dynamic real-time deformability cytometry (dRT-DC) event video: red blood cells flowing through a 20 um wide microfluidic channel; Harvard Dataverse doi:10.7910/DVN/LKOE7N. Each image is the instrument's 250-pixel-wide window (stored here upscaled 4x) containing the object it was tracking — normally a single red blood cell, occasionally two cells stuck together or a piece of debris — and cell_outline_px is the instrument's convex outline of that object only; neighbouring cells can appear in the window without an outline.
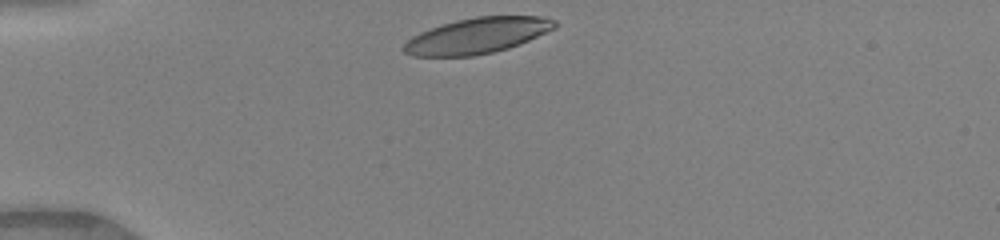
{"species": "human", "species_latin": "Homo sapiens", "temperature_condition": "warm", "stored_images_in_passage": 31, "camera_frame_rate_fps": 3000, "um_per_image_px": 0.085, "donor": {"sex": "female"}, "frame": {"image": 1, "passage_image": 1, "time_ms": 0.0, "image_size_px": [1000, 240], "cell_outline_px": [[556, 28], [520, 44], [508, 48], [492, 52], [472, 56], [412, 56], [404, 52], [404, 44], [412, 36], [420, 32], [456, 20], [476, 16], [540, 16], [556, 20]], "centroid_in_image_um": [40.59, 3.03], "position_along_channel_um": 44.4, "area_um2": 31.21}}
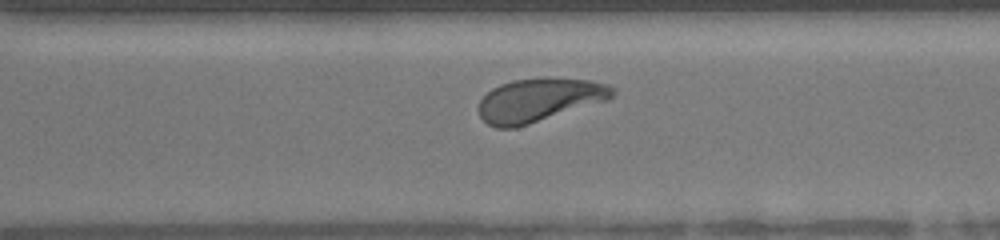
{"frame": {"image": 2, "passage_image": 24, "time_ms": 7.667, "image_size_px": [1000, 240], "cell_outline_px": [[616, 92], [608, 100], [516, 128], [496, 128], [488, 124], [480, 116], [480, 100], [492, 88], [500, 84], [512, 80], [540, 76], [588, 80], [608, 84], [616, 88]], "centroid_in_image_um": [45.85, 8.48], "position_along_channel_um": 324.7, "area_um2": 34.16}}
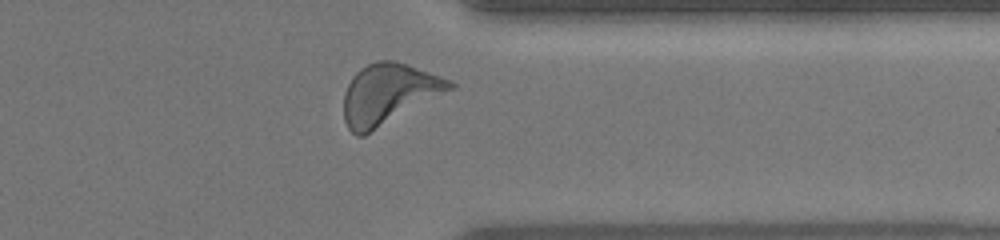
{"frame": {"image": 3, "passage_image": 28, "time_ms": 9.0, "image_size_px": [1000, 240], "cell_outline_px": [[456, 88], [364, 136], [356, 136], [348, 128], [344, 120], [344, 92], [352, 76], [360, 68], [376, 60], [392, 60], [408, 64], [440, 76], [456, 84]], "centroid_in_image_um": [33.03, 7.99], "position_along_channel_um": 378.4, "area_um2": 37.57}, "authors_computed_cell_mechanics": {"area_um2": 33.9286, "velocity_mm_per_s": 4.0963, "shape_relaxation_time_tau1_ms": 2.5492, "shape_relaxation_time_tau2_ms": 1.6028, "deformation_change_tau1": 0.1722, "deformation_change_tau2": 0.0658}}